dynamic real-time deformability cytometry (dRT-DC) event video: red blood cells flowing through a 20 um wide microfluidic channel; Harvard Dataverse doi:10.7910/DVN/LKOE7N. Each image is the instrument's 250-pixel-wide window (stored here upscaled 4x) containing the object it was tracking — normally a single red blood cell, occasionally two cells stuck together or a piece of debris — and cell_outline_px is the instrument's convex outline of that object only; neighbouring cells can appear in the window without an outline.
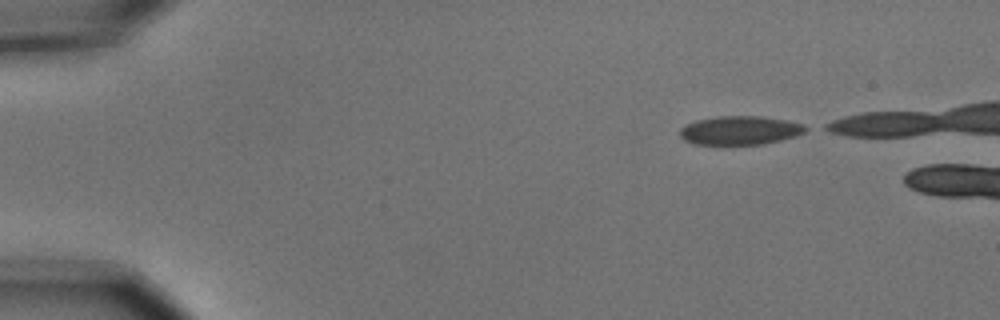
{"species": "common noctule bat (a hibernating species)", "species_latin": "Nyctalus noctula", "temperature_condition": "cold", "stored_images_in_passage": 6, "camera_frame_rate_fps": 3000, "um_per_image_px": 0.085, "animal": {"sex": "male", "body_mass_g": 15.6}, "frame": {"image": 1, "passage_image": 1, "time_ms": 0.0, "image_size_px": [1000, 320], "cell_outline_px": [[812, 128], [796, 136], [780, 140], [760, 144], [692, 144], [684, 140], [680, 136], [680, 128], [696, 120], [716, 116], [760, 116], [788, 120], [804, 124]], "centroid_in_image_um": [62.93, 11.07], "position_along_channel_um": 22.1, "area_um2": 21.15}}